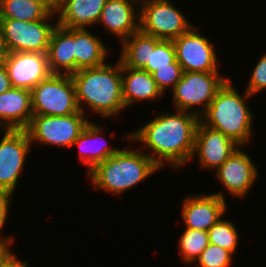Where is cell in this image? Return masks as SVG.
Returning <instances> with one entry per match:
<instances>
[{
  "mask_svg": "<svg viewBox=\"0 0 266 267\" xmlns=\"http://www.w3.org/2000/svg\"><path fill=\"white\" fill-rule=\"evenodd\" d=\"M46 55L52 74L74 73V28H65L57 24Z\"/></svg>",
  "mask_w": 266,
  "mask_h": 267,
  "instance_id": "ffe728a7",
  "label": "cell"
},
{
  "mask_svg": "<svg viewBox=\"0 0 266 267\" xmlns=\"http://www.w3.org/2000/svg\"><path fill=\"white\" fill-rule=\"evenodd\" d=\"M33 115L66 116L79 112L69 74H51L31 90Z\"/></svg>",
  "mask_w": 266,
  "mask_h": 267,
  "instance_id": "8992f818",
  "label": "cell"
},
{
  "mask_svg": "<svg viewBox=\"0 0 266 267\" xmlns=\"http://www.w3.org/2000/svg\"><path fill=\"white\" fill-rule=\"evenodd\" d=\"M107 0H59L54 6L57 23L65 28L98 25Z\"/></svg>",
  "mask_w": 266,
  "mask_h": 267,
  "instance_id": "ac0fdd59",
  "label": "cell"
},
{
  "mask_svg": "<svg viewBox=\"0 0 266 267\" xmlns=\"http://www.w3.org/2000/svg\"><path fill=\"white\" fill-rule=\"evenodd\" d=\"M4 267H29L28 265V261L24 260H20L18 258V256L15 254H12L7 262L5 263Z\"/></svg>",
  "mask_w": 266,
  "mask_h": 267,
  "instance_id": "836d02e7",
  "label": "cell"
},
{
  "mask_svg": "<svg viewBox=\"0 0 266 267\" xmlns=\"http://www.w3.org/2000/svg\"><path fill=\"white\" fill-rule=\"evenodd\" d=\"M245 90L253 97L262 90H266V53L262 55L254 67Z\"/></svg>",
  "mask_w": 266,
  "mask_h": 267,
  "instance_id": "f546056e",
  "label": "cell"
},
{
  "mask_svg": "<svg viewBox=\"0 0 266 267\" xmlns=\"http://www.w3.org/2000/svg\"><path fill=\"white\" fill-rule=\"evenodd\" d=\"M33 116L31 90L11 87L0 94V128L25 130Z\"/></svg>",
  "mask_w": 266,
  "mask_h": 267,
  "instance_id": "e0dca14e",
  "label": "cell"
},
{
  "mask_svg": "<svg viewBox=\"0 0 266 267\" xmlns=\"http://www.w3.org/2000/svg\"><path fill=\"white\" fill-rule=\"evenodd\" d=\"M75 87L76 101L81 112L83 104L91 112L110 119L124 110L122 90V63H105L102 66L78 70L71 74Z\"/></svg>",
  "mask_w": 266,
  "mask_h": 267,
  "instance_id": "7a4b0ae2",
  "label": "cell"
},
{
  "mask_svg": "<svg viewBox=\"0 0 266 267\" xmlns=\"http://www.w3.org/2000/svg\"><path fill=\"white\" fill-rule=\"evenodd\" d=\"M103 128L90 121L73 143L79 147V158L83 164L88 166L87 174L98 164L114 155L119 148H110L106 139L102 136ZM102 140V141H101Z\"/></svg>",
  "mask_w": 266,
  "mask_h": 267,
  "instance_id": "d6986e66",
  "label": "cell"
},
{
  "mask_svg": "<svg viewBox=\"0 0 266 267\" xmlns=\"http://www.w3.org/2000/svg\"><path fill=\"white\" fill-rule=\"evenodd\" d=\"M9 49L0 32V64H4L9 56Z\"/></svg>",
  "mask_w": 266,
  "mask_h": 267,
  "instance_id": "e575fe53",
  "label": "cell"
},
{
  "mask_svg": "<svg viewBox=\"0 0 266 267\" xmlns=\"http://www.w3.org/2000/svg\"><path fill=\"white\" fill-rule=\"evenodd\" d=\"M88 117L81 111L66 116L33 115L25 130L31 144L70 148L90 122Z\"/></svg>",
  "mask_w": 266,
  "mask_h": 267,
  "instance_id": "52a82bcc",
  "label": "cell"
},
{
  "mask_svg": "<svg viewBox=\"0 0 266 267\" xmlns=\"http://www.w3.org/2000/svg\"><path fill=\"white\" fill-rule=\"evenodd\" d=\"M215 177L232 197L245 198L258 176V169L251 156L239 146L215 170Z\"/></svg>",
  "mask_w": 266,
  "mask_h": 267,
  "instance_id": "7c38bea8",
  "label": "cell"
},
{
  "mask_svg": "<svg viewBox=\"0 0 266 267\" xmlns=\"http://www.w3.org/2000/svg\"><path fill=\"white\" fill-rule=\"evenodd\" d=\"M126 74V75H125ZM122 90L125 107L144 101H156L163 97L152 74L142 69L124 67L122 65Z\"/></svg>",
  "mask_w": 266,
  "mask_h": 267,
  "instance_id": "44dd1931",
  "label": "cell"
},
{
  "mask_svg": "<svg viewBox=\"0 0 266 267\" xmlns=\"http://www.w3.org/2000/svg\"><path fill=\"white\" fill-rule=\"evenodd\" d=\"M163 67H182L176 61V51L172 40H160L151 50L150 63L143 69L150 74Z\"/></svg>",
  "mask_w": 266,
  "mask_h": 267,
  "instance_id": "4316f807",
  "label": "cell"
},
{
  "mask_svg": "<svg viewBox=\"0 0 266 267\" xmlns=\"http://www.w3.org/2000/svg\"><path fill=\"white\" fill-rule=\"evenodd\" d=\"M160 113L138 130L126 135L128 142H140L147 155L162 169L165 164L178 169L191 162L199 117L175 110Z\"/></svg>",
  "mask_w": 266,
  "mask_h": 267,
  "instance_id": "6da1fadb",
  "label": "cell"
},
{
  "mask_svg": "<svg viewBox=\"0 0 266 267\" xmlns=\"http://www.w3.org/2000/svg\"><path fill=\"white\" fill-rule=\"evenodd\" d=\"M119 149L87 175L96 190L122 195L161 168L141 149Z\"/></svg>",
  "mask_w": 266,
  "mask_h": 267,
  "instance_id": "277c9868",
  "label": "cell"
},
{
  "mask_svg": "<svg viewBox=\"0 0 266 267\" xmlns=\"http://www.w3.org/2000/svg\"><path fill=\"white\" fill-rule=\"evenodd\" d=\"M4 131L0 142V187L14 193L31 151L26 130Z\"/></svg>",
  "mask_w": 266,
  "mask_h": 267,
  "instance_id": "8fae6325",
  "label": "cell"
},
{
  "mask_svg": "<svg viewBox=\"0 0 266 267\" xmlns=\"http://www.w3.org/2000/svg\"><path fill=\"white\" fill-rule=\"evenodd\" d=\"M53 10L48 0H0V19L43 20Z\"/></svg>",
  "mask_w": 266,
  "mask_h": 267,
  "instance_id": "cb8c5ba5",
  "label": "cell"
},
{
  "mask_svg": "<svg viewBox=\"0 0 266 267\" xmlns=\"http://www.w3.org/2000/svg\"><path fill=\"white\" fill-rule=\"evenodd\" d=\"M160 40L139 30L122 42L119 60L124 67L143 70L150 63L151 50Z\"/></svg>",
  "mask_w": 266,
  "mask_h": 267,
  "instance_id": "603a6c76",
  "label": "cell"
},
{
  "mask_svg": "<svg viewBox=\"0 0 266 267\" xmlns=\"http://www.w3.org/2000/svg\"><path fill=\"white\" fill-rule=\"evenodd\" d=\"M56 18L53 10L45 19L37 21H22L15 19H0V32L7 44L9 52H37L46 54L51 35L57 26L49 20Z\"/></svg>",
  "mask_w": 266,
  "mask_h": 267,
  "instance_id": "9c48e42d",
  "label": "cell"
},
{
  "mask_svg": "<svg viewBox=\"0 0 266 267\" xmlns=\"http://www.w3.org/2000/svg\"><path fill=\"white\" fill-rule=\"evenodd\" d=\"M199 31L193 25L187 32L172 40L176 61L182 66L183 72H219L220 64L215 46Z\"/></svg>",
  "mask_w": 266,
  "mask_h": 267,
  "instance_id": "30bf717a",
  "label": "cell"
},
{
  "mask_svg": "<svg viewBox=\"0 0 266 267\" xmlns=\"http://www.w3.org/2000/svg\"><path fill=\"white\" fill-rule=\"evenodd\" d=\"M139 30L162 40H174L193 24L170 0H141Z\"/></svg>",
  "mask_w": 266,
  "mask_h": 267,
  "instance_id": "ba28073f",
  "label": "cell"
},
{
  "mask_svg": "<svg viewBox=\"0 0 266 267\" xmlns=\"http://www.w3.org/2000/svg\"><path fill=\"white\" fill-rule=\"evenodd\" d=\"M138 4V0H107L98 24L100 23L106 32L117 36L122 43L139 31Z\"/></svg>",
  "mask_w": 266,
  "mask_h": 267,
  "instance_id": "2e32d148",
  "label": "cell"
},
{
  "mask_svg": "<svg viewBox=\"0 0 266 267\" xmlns=\"http://www.w3.org/2000/svg\"><path fill=\"white\" fill-rule=\"evenodd\" d=\"M232 79H228L217 91L215 98L199 117V121L220 131L236 144L243 147L252 139L254 115L247 99L251 96L246 90L243 95L235 89Z\"/></svg>",
  "mask_w": 266,
  "mask_h": 267,
  "instance_id": "3957f363",
  "label": "cell"
},
{
  "mask_svg": "<svg viewBox=\"0 0 266 267\" xmlns=\"http://www.w3.org/2000/svg\"><path fill=\"white\" fill-rule=\"evenodd\" d=\"M87 28H74V72L106 63L109 49Z\"/></svg>",
  "mask_w": 266,
  "mask_h": 267,
  "instance_id": "7402d4cb",
  "label": "cell"
},
{
  "mask_svg": "<svg viewBox=\"0 0 266 267\" xmlns=\"http://www.w3.org/2000/svg\"><path fill=\"white\" fill-rule=\"evenodd\" d=\"M182 203V220L185 228L208 231L227 212V201L222 192L190 194Z\"/></svg>",
  "mask_w": 266,
  "mask_h": 267,
  "instance_id": "4fadbf2b",
  "label": "cell"
},
{
  "mask_svg": "<svg viewBox=\"0 0 266 267\" xmlns=\"http://www.w3.org/2000/svg\"><path fill=\"white\" fill-rule=\"evenodd\" d=\"M238 147L239 145L226 135L199 121L191 160L197 156L203 169L217 170Z\"/></svg>",
  "mask_w": 266,
  "mask_h": 267,
  "instance_id": "5bb4252c",
  "label": "cell"
},
{
  "mask_svg": "<svg viewBox=\"0 0 266 267\" xmlns=\"http://www.w3.org/2000/svg\"><path fill=\"white\" fill-rule=\"evenodd\" d=\"M13 193L7 189L0 187V237H5L1 234L2 229L7 221V215L9 214V207Z\"/></svg>",
  "mask_w": 266,
  "mask_h": 267,
  "instance_id": "4dcf8cb0",
  "label": "cell"
},
{
  "mask_svg": "<svg viewBox=\"0 0 266 267\" xmlns=\"http://www.w3.org/2000/svg\"><path fill=\"white\" fill-rule=\"evenodd\" d=\"M199 267H230L233 262V254L217 245L208 244L195 261Z\"/></svg>",
  "mask_w": 266,
  "mask_h": 267,
  "instance_id": "83f0119b",
  "label": "cell"
},
{
  "mask_svg": "<svg viewBox=\"0 0 266 267\" xmlns=\"http://www.w3.org/2000/svg\"><path fill=\"white\" fill-rule=\"evenodd\" d=\"M179 237V255L185 264H195L201 252L208 246V232L186 228Z\"/></svg>",
  "mask_w": 266,
  "mask_h": 267,
  "instance_id": "d4e9b609",
  "label": "cell"
},
{
  "mask_svg": "<svg viewBox=\"0 0 266 267\" xmlns=\"http://www.w3.org/2000/svg\"><path fill=\"white\" fill-rule=\"evenodd\" d=\"M11 87L7 70L4 64H0V94L8 91Z\"/></svg>",
  "mask_w": 266,
  "mask_h": 267,
  "instance_id": "d6a6232c",
  "label": "cell"
},
{
  "mask_svg": "<svg viewBox=\"0 0 266 267\" xmlns=\"http://www.w3.org/2000/svg\"><path fill=\"white\" fill-rule=\"evenodd\" d=\"M222 216L207 232L209 243L217 245L235 254L239 236L235 224L231 220H224Z\"/></svg>",
  "mask_w": 266,
  "mask_h": 267,
  "instance_id": "484cf974",
  "label": "cell"
},
{
  "mask_svg": "<svg viewBox=\"0 0 266 267\" xmlns=\"http://www.w3.org/2000/svg\"><path fill=\"white\" fill-rule=\"evenodd\" d=\"M220 72H183L181 80L172 89L175 110L200 117L215 98L217 91L230 78ZM198 106L203 108L197 109Z\"/></svg>",
  "mask_w": 266,
  "mask_h": 267,
  "instance_id": "5b68a950",
  "label": "cell"
},
{
  "mask_svg": "<svg viewBox=\"0 0 266 267\" xmlns=\"http://www.w3.org/2000/svg\"><path fill=\"white\" fill-rule=\"evenodd\" d=\"M14 240V236L0 237V267H4L8 258L13 254L10 246L13 245Z\"/></svg>",
  "mask_w": 266,
  "mask_h": 267,
  "instance_id": "1f68e13d",
  "label": "cell"
},
{
  "mask_svg": "<svg viewBox=\"0 0 266 267\" xmlns=\"http://www.w3.org/2000/svg\"><path fill=\"white\" fill-rule=\"evenodd\" d=\"M53 6L57 4L59 0H48Z\"/></svg>",
  "mask_w": 266,
  "mask_h": 267,
  "instance_id": "d590c367",
  "label": "cell"
},
{
  "mask_svg": "<svg viewBox=\"0 0 266 267\" xmlns=\"http://www.w3.org/2000/svg\"><path fill=\"white\" fill-rule=\"evenodd\" d=\"M12 87L32 90L52 73L47 55L37 52H10L4 63Z\"/></svg>",
  "mask_w": 266,
  "mask_h": 267,
  "instance_id": "9a60e30c",
  "label": "cell"
},
{
  "mask_svg": "<svg viewBox=\"0 0 266 267\" xmlns=\"http://www.w3.org/2000/svg\"><path fill=\"white\" fill-rule=\"evenodd\" d=\"M183 75L182 67H163L152 73L153 79L156 81L157 87L164 94L168 88L172 90L181 80Z\"/></svg>",
  "mask_w": 266,
  "mask_h": 267,
  "instance_id": "f1b7e54d",
  "label": "cell"
}]
</instances>
